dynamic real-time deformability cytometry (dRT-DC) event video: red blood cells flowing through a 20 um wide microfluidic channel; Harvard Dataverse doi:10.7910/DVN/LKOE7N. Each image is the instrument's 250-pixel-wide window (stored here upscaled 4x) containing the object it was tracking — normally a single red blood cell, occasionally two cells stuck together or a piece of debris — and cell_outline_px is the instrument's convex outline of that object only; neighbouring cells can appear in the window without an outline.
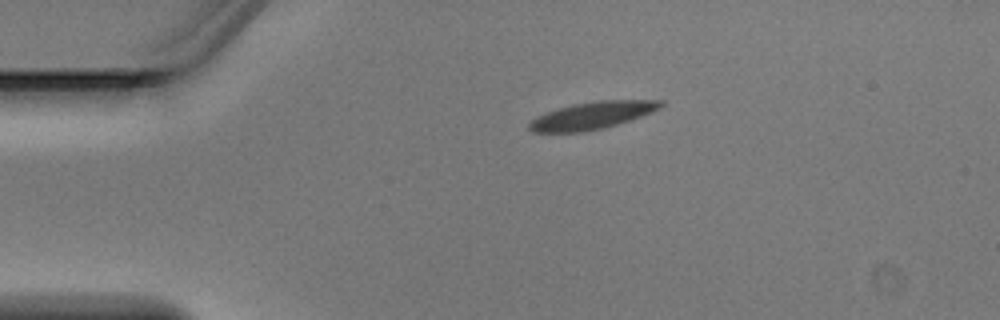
{"species": "Egyptian fruit bat (a non-hibernating species)", "species_latin": "Rousettus aegyptiacus", "temperature_condition": "warm", "stored_images_in_passage": 4, "camera_frame_rate_fps": 3000, "um_per_image_px": 0.085, "animal": {"sex": "male"}, "frame": {"image": 1, "passage_image": 4, "time_ms": 1.0, "image_size_px": [1000, 320], "cell_outline_px": [[664, 104], [660, 108], [652, 112], [616, 124], [600, 128], [580, 132], [532, 132], [528, 128], [528, 124], [536, 116], [556, 108], [572, 104], [596, 100], [664, 100]], "centroid_in_image_um": [50.31, 9.79], "position_along_channel_um": 34.7, "area_um2": 20.81}}